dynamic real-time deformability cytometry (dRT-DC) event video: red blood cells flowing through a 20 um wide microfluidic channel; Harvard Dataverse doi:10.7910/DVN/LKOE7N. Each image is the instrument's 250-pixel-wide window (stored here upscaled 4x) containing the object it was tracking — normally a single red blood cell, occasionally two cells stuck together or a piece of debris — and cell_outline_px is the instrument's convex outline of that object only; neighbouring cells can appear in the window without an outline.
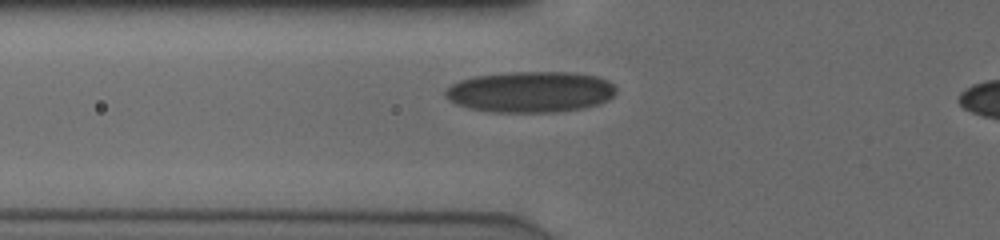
{"species": "human", "species_latin": "Homo sapiens", "temperature_condition": "cold", "stored_images_in_passage": 29, "camera_frame_rate_fps": 3000, "um_per_image_px": 0.085, "donor": {"sex": "male"}, "frame": {"image": 1, "passage_image": 2, "time_ms": 0.333, "image_size_px": [1000, 240], "cell_outline_px": [[616, 92], [608, 100], [600, 104], [584, 108], [552, 112], [492, 112], [472, 108], [456, 104], [448, 100], [444, 96], [444, 88], [460, 80], [472, 76], [504, 72], [572, 72], [596, 76], [608, 80], [616, 88]], "centroid_in_image_um": [45.07, 7.8], "position_along_channel_um": 80.7, "area_um2": 41.15}}
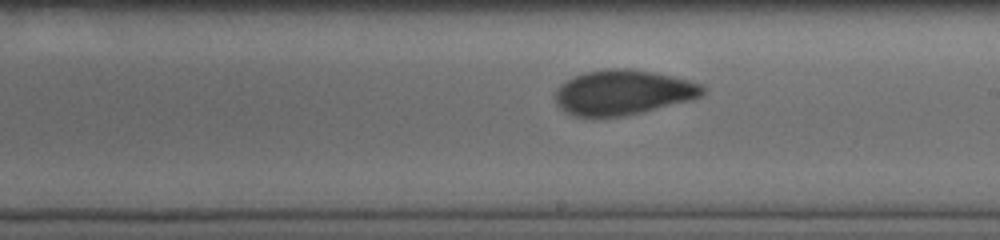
{"frame": {"image": 2, "passage_image": 14, "time_ms": 4.333, "image_size_px": [1000, 240], "cell_outline_px": [[708, 88], [700, 96], [692, 100], [644, 112], [624, 116], [572, 116], [560, 108], [556, 104], [556, 88], [560, 84], [584, 72], [608, 68], [632, 68], [672, 76], [704, 84]], "centroid_in_image_um": [52.99, 7.85], "position_along_channel_um": 236.0, "area_um2": 38.84}}
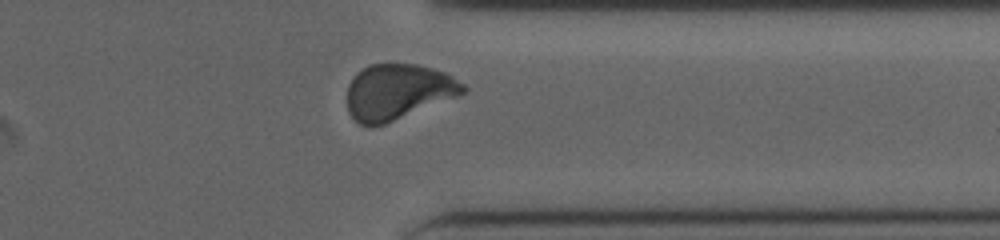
{"frame": {"image": 3, "passage_image": 25, "time_ms": 8.0, "image_size_px": [1000, 240], "cell_outline_px": [[468, 88], [464, 92], [456, 96], [384, 124], [360, 124], [348, 112], [348, 84], [356, 72], [368, 64], [416, 64], [432, 68], [444, 72], [452, 76], [464, 84]], "centroid_in_image_um": [33.8, 7.77], "position_along_channel_um": 377.6, "area_um2": 36.99}, "authors_computed_cell_mechanics": {"area_um2": 38.5526, "velocity_mm_per_s": 3.8756, "shape_relaxation_time_tau1_ms": 4.695, "shape_relaxation_time_tau2_ms": 0.8333, "deformation_change_tau1": 0.1377, "deformation_change_tau2": 0.0483}}